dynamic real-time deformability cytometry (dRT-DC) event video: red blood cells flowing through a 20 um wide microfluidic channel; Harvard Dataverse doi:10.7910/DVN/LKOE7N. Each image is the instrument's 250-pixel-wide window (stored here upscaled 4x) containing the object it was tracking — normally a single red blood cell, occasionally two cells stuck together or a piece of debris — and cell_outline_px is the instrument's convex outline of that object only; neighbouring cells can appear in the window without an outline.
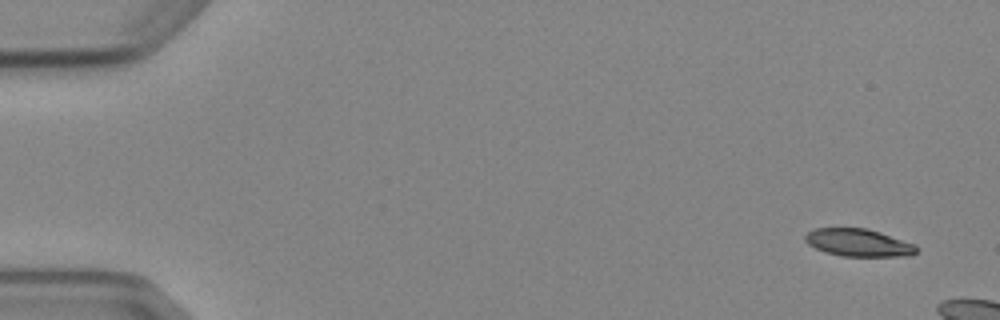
{"species": "Egyptian fruit bat (a non-hibernating species)", "species_latin": "Rousettus aegyptiacus", "temperature_condition": "cold", "stored_images_in_passage": 3, "camera_frame_rate_fps": 3000, "um_per_image_px": 0.085, "animal": {"sex": "female"}, "frame": {"image": 1, "passage_image": 1, "time_ms": 0.0, "image_size_px": [1000, 320], "cell_outline_px": [[916, 252], [912, 256], [840, 256], [824, 252], [808, 244], [804, 240], [804, 236], [812, 228], [864, 228], [880, 232], [916, 244]], "centroid_in_image_um": [72.95, 20.63], "position_along_channel_um": 12.0, "area_um2": 17.98}}